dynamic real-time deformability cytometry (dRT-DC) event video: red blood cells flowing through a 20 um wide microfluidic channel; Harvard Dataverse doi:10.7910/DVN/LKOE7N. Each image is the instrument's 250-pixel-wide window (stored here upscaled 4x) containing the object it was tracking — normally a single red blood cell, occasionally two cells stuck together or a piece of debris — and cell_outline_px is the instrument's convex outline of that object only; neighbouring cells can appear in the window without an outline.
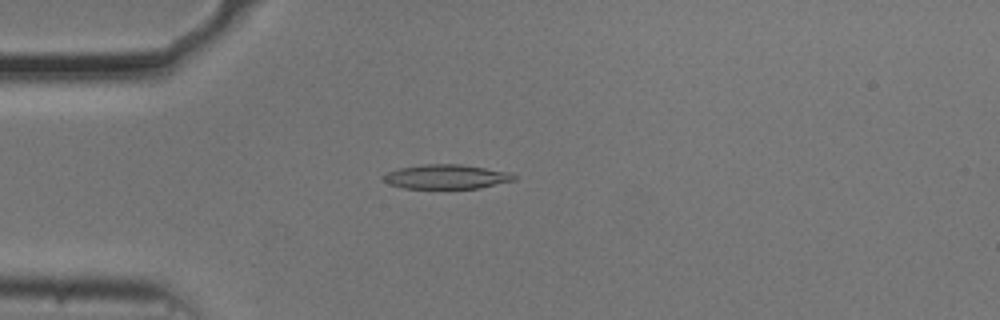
{"species": "common noctule bat (a hibernating species)", "species_latin": "Nyctalus noctula", "temperature_condition": "cold", "stored_images_in_passage": 50, "camera_frame_rate_fps": 3000, "um_per_image_px": 0.085, "animal": {"sex": "male", "body_mass_g": 20.5, "forearm_length_mm": 52.5}, "frame": {"image": 1, "passage_image": 10, "time_ms": 3.0, "image_size_px": [1000, 320], "cell_outline_px": [[516, 180], [480, 188], [404, 188], [388, 184], [380, 180], [380, 176], [388, 172], [400, 168], [424, 164], [460, 164], [508, 172], [516, 176]], "centroid_in_image_um": [37.89, 15.02], "position_along_channel_um": 47.1, "area_um2": 18.55}}
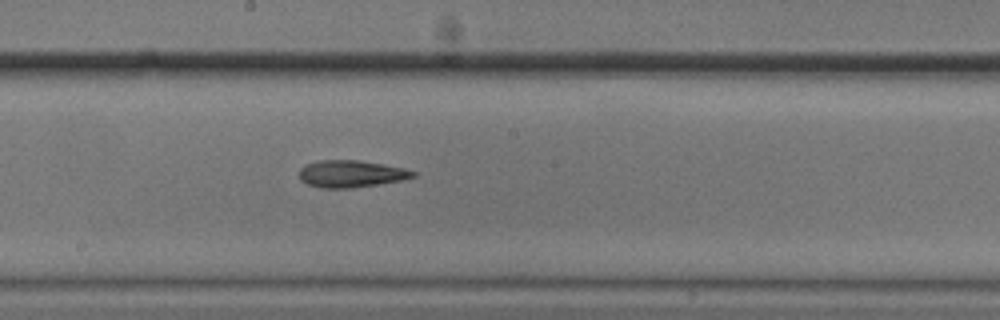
{"frame": {"image": 2, "passage_image": 25, "time_ms": 8.0, "image_size_px": [1000, 320], "cell_outline_px": [[416, 176], [400, 180], [352, 188], [320, 188], [308, 184], [300, 180], [300, 168], [308, 164], [320, 160], [360, 160], [404, 168], [416, 172]], "centroid_in_image_um": [29.83, 14.77], "position_along_channel_um": 218.4, "area_um2": 17.74}}
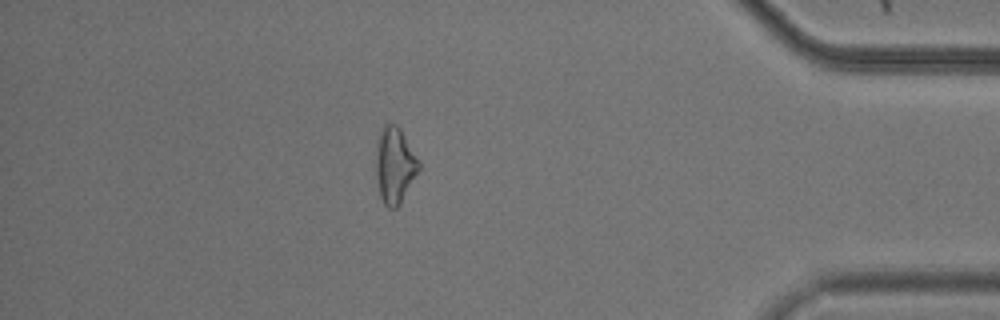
{"frame": {"image": 3, "passage_image": 43, "time_ms": 14.0, "image_size_px": [1000, 320], "cell_outline_px": [[420, 168], [400, 204], [396, 208], [388, 208], [384, 204], [380, 196], [376, 176], [376, 140], [380, 128], [384, 124], [396, 124], [400, 128], [420, 164]], "centroid_in_image_um": [33.52, 14.03], "position_along_channel_um": 401.7, "area_um2": 18.96}, "authors_computed_cell_mechanics": {"area_um2": 18.1492, "velocity_mm_per_s": 3.7057, "shape_relaxation_time_tau1_ms": 4.9502, "shape_relaxation_time_tau2_ms": 6.9894, "deformation_change_tau1": 0.121, "deformation_change_tau2": 0.1752}}